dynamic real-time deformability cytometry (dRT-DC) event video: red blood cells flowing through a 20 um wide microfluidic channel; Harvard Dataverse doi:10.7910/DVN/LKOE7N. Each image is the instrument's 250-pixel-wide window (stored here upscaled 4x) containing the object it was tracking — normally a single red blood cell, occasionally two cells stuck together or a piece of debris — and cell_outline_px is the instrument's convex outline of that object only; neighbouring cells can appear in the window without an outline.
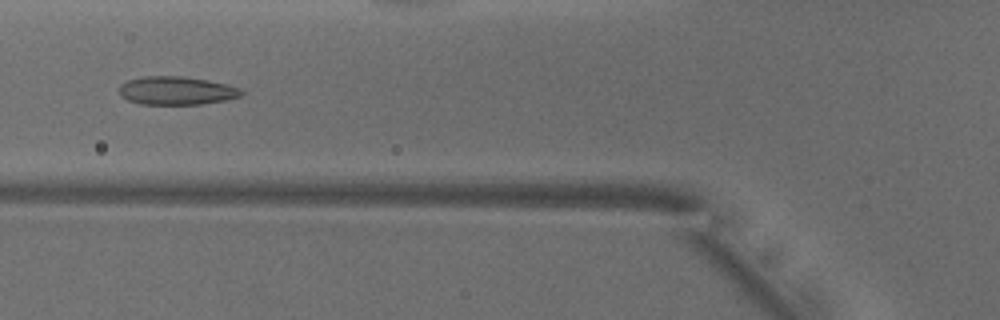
{"species": "common noctule bat (a hibernating species)", "species_latin": "Nyctalus noctula", "temperature_condition": "warm", "stored_images_in_passage": 41, "camera_frame_rate_fps": 3000, "um_per_image_px": 0.085, "animal": {"sex": "male", "body_mass_g": 18.8}, "frame": {"image": 1, "passage_image": 9, "time_ms": 2.667, "image_size_px": [1000, 320], "cell_outline_px": [[244, 92], [240, 96], [224, 100], [200, 104], [140, 104], [128, 100], [120, 96], [120, 84], [128, 80], [144, 76], [184, 76], [208, 80], [228, 84], [240, 88]], "centroid_in_image_um": [15.0, 7.69], "position_along_channel_um": 110.8, "area_um2": 20.17}}
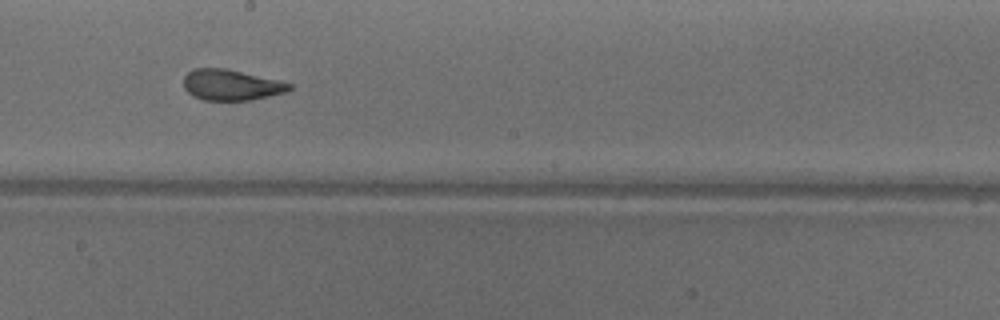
{"frame": {"image": 2, "passage_image": 18, "time_ms": 5.667, "image_size_px": [1000, 320], "cell_outline_px": [[292, 88], [284, 92], [252, 100], [204, 100], [192, 96], [184, 88], [184, 76], [192, 68], [224, 68], [276, 80], [292, 84]], "centroid_in_image_um": [19.59, 7.22], "position_along_channel_um": 228.6, "area_um2": 18.73}}
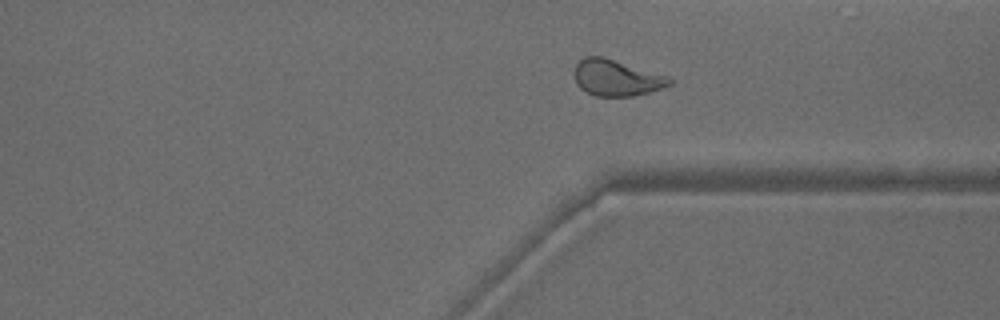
{"frame": {"image": 3, "passage_image": 28, "time_ms": 9.0, "image_size_px": [1000, 320], "cell_outline_px": [[676, 80], [672, 84], [648, 92], [632, 96], [596, 96], [580, 88], [576, 84], [572, 72], [576, 64], [584, 56], [604, 56], [668, 76]], "centroid_in_image_um": [52.38, 6.6], "position_along_channel_um": 359.0, "area_um2": 20.29}, "authors_computed_cell_mechanics": {"area_um2": 20.0566, "velocity_mm_per_s": 3.9174, "shape_relaxation_time_tau1_ms": 7.3467, "shape_relaxation_time_tau2_ms": 1.2319, "deformation_change_tau1": 0.2206, "deformation_change_tau2": 0.0831}}